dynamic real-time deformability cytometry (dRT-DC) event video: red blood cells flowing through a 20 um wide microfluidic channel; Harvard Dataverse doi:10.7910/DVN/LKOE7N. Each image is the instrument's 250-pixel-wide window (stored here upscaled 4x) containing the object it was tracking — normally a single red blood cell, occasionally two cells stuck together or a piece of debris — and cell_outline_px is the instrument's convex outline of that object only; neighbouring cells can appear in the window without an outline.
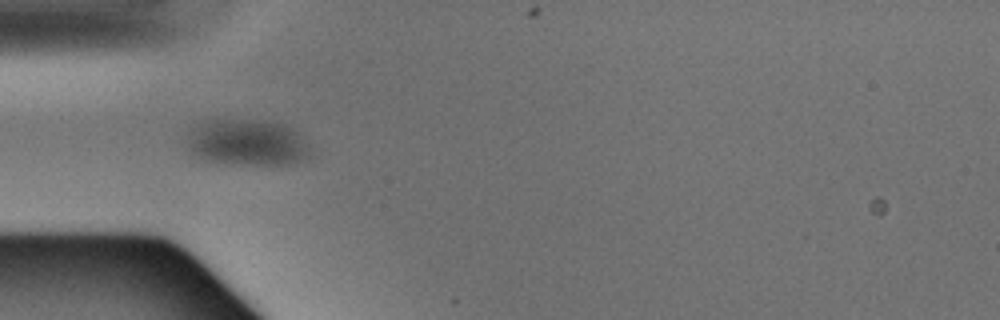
{"species": "Egyptian fruit bat (a non-hibernating species)", "species_latin": "Rousettus aegyptiacus", "temperature_condition": "warm", "stored_images_in_passage": 5, "camera_frame_rate_fps": 3000, "um_per_image_px": 0.085, "animal": {"sex": "male"}, "frame": {"image": 1, "passage_image": 2, "time_ms": 0.333, "image_size_px": [1000, 320], "cell_outline_px": [[308, 156], [300, 160], [288, 164], [252, 164], [204, 160], [192, 156], [188, 148], [188, 136], [192, 128], [196, 124], [204, 120], [264, 120], [280, 124], [296, 132], [308, 148]], "centroid_in_image_um": [20.91, 12.1], "position_along_channel_um": 64.1, "area_um2": 32.54}}
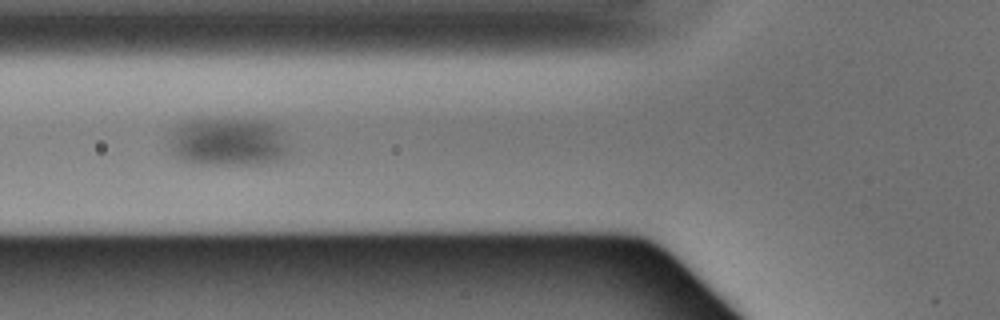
{"frame": {"image": 2, "passage_image": 3, "time_ms": 0.667, "image_size_px": [1000, 320], "cell_outline_px": [[284, 152], [268, 160], [232, 164], [216, 164], [188, 160], [180, 156], [172, 148], [176, 132], [180, 124], [196, 120], [256, 120], [268, 124], [276, 132], [284, 144]], "centroid_in_image_um": [19.31, 12.03], "position_along_channel_um": 106.5, "area_um2": 30.0}}